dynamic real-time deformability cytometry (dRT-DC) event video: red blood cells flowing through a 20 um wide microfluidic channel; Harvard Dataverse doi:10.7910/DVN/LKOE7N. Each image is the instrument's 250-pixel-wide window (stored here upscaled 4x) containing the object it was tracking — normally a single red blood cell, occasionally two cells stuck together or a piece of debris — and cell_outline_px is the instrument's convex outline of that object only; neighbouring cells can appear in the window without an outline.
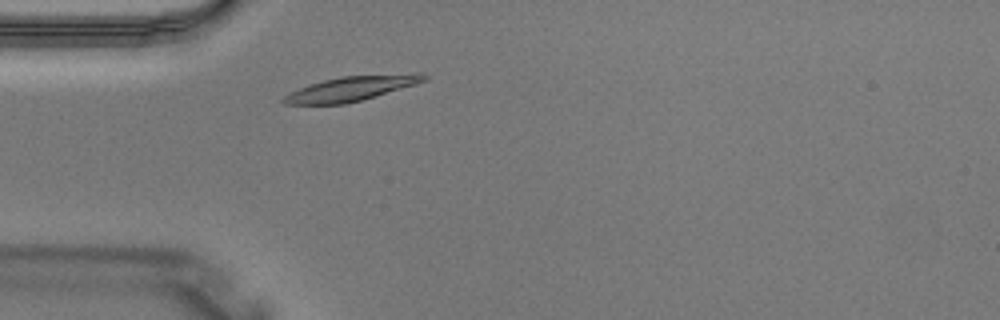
{"species": "Egyptian fruit bat (a non-hibernating species)", "species_latin": "Rousettus aegyptiacus", "temperature_condition": "warm", "stored_images_in_passage": 1, "camera_frame_rate_fps": 3000, "um_per_image_px": 0.085, "animal": {"sex": "male"}, "frame": {"image": 1, "passage_image": 1, "time_ms": 0.0, "image_size_px": [1000, 320], "cell_outline_px": [[428, 76], [424, 80], [416, 84], [360, 100], [344, 104], [284, 104], [280, 100], [284, 96], [300, 88], [324, 80], [340, 76], [412, 72], [424, 72]], "centroid_in_image_um": [29.92, 7.5], "position_along_channel_um": 55.1, "area_um2": 20.11}}